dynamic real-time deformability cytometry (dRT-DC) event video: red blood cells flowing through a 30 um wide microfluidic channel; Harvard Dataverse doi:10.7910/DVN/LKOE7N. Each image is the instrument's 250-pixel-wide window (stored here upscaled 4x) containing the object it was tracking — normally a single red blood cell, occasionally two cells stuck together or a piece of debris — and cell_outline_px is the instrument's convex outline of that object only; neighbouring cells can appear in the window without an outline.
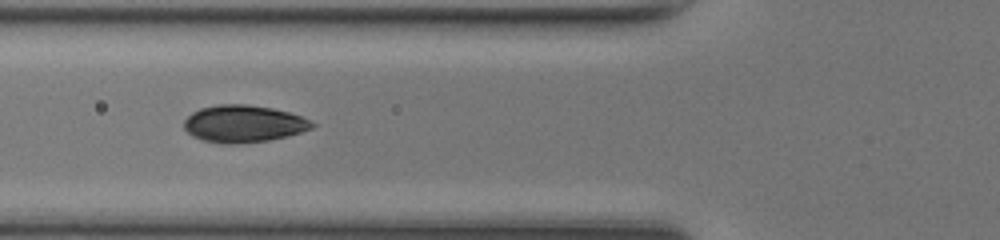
{"species": "common noctule bat (a hibernating species)", "species_latin": "Nyctalus noctula", "temperature_condition": "room temperature", "stored_images_in_passage": 18, "camera_frame_rate_fps": 3000, "um_per_image_px": 0.085, "animal": {"sex": "female", "body_mass_g": 17.0, "forearm_length_mm": 48.0}, "frame": {"image": 1, "passage_image": 3, "time_ms": 0.667, "image_size_px": [1000, 240], "cell_outline_px": [[292, 132], [272, 136], [252, 136], [188, 124], [192, 116], [200, 112], [212, 108], [256, 108], [280, 112], [292, 116]], "centroid_in_image_um": [20.8, 10.3], "position_along_channel_um": 105.0, "area_um2": 16.24}}
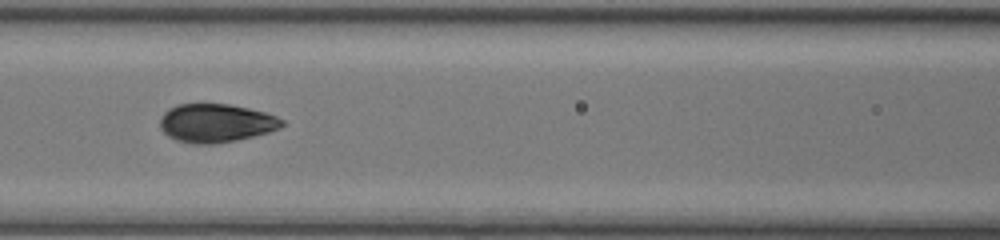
{"frame": {"image": 2, "passage_image": 6, "time_ms": 1.667, "image_size_px": [1000, 240], "cell_outline_px": [[268, 128], [236, 136], [188, 136], [180, 132], [168, 124], [168, 116], [172, 112], [180, 108], [196, 104], [208, 104], [236, 108], [252, 112], [264, 116]], "centroid_in_image_um": [18.31, 10.28], "position_along_channel_um": 148.3, "area_um2": 18.03}}
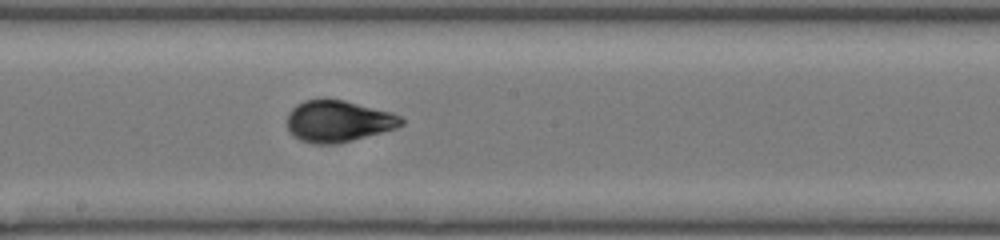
{"frame": {"image": 3, "passage_image": 11, "time_ms": 3.333, "image_size_px": [1000, 240], "cell_outline_px": [[384, 116], [380, 128], [352, 136], [312, 136], [296, 112], [300, 108], [308, 104], [324, 100], [328, 100], [376, 112]], "centroid_in_image_um": [28.74, 10.13], "position_along_channel_um": 219.5, "area_um2": 16.53}}